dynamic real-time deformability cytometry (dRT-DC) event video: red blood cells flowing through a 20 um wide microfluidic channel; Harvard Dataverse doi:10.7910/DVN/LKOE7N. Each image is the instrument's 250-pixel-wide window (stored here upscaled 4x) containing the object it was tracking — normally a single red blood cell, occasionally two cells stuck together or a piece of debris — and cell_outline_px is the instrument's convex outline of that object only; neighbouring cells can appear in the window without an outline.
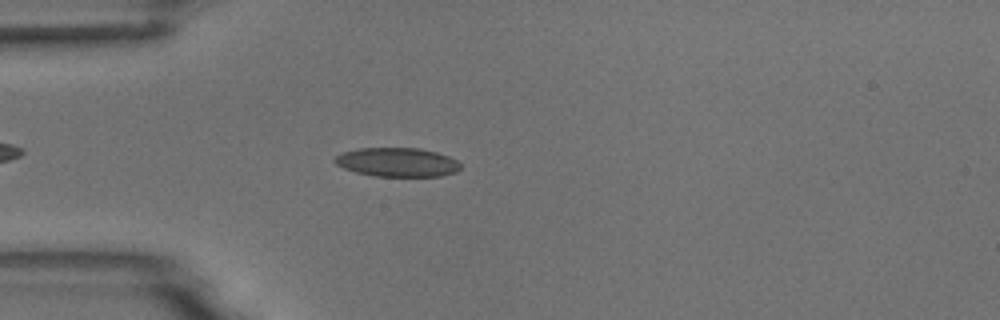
{"species": "common noctule bat (a hibernating species)", "species_latin": "Nyctalus noctula", "temperature_condition": "room temperature", "stored_images_in_passage": 3, "camera_frame_rate_fps": 3000, "um_per_image_px": 0.085, "animal": {"sex": "male", "body_mass_g": 18.8}, "frame": {"image": 1, "passage_image": 3, "time_ms": 2.333, "image_size_px": [1000, 320], "cell_outline_px": [[460, 168], [456, 172], [440, 176], [376, 176], [356, 172], [344, 168], [336, 164], [332, 160], [336, 156], [344, 152], [356, 148], [420, 148], [436, 152], [448, 156], [456, 160], [460, 164]], "centroid_in_image_um": [33.76, 13.78], "position_along_channel_um": 51.2, "area_um2": 21.15}}